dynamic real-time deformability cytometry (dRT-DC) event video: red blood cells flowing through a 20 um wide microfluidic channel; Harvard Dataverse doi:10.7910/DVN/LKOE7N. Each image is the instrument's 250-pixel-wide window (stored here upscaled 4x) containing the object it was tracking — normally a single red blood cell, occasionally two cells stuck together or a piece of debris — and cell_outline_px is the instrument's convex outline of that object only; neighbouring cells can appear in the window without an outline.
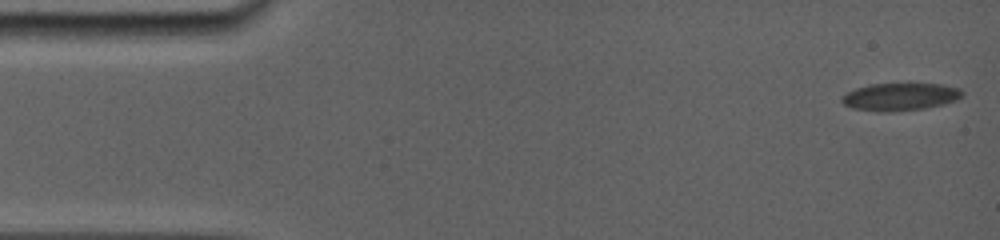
{"species": "common noctule bat (a hibernating species)", "species_latin": "Nyctalus noctula", "temperature_condition": "room temperature", "stored_images_in_passage": 11, "camera_frame_rate_fps": 5000, "um_per_image_px": 0.085, "animal": {"sex": "female", "body_mass_g": 19.0, "forearm_length_mm": 56.7}, "frame": {"image": 1, "passage_image": 1, "time_ms": 0.0, "image_size_px": [1000, 240], "cell_outline_px": [[964, 92], [956, 100], [944, 104], [924, 108], [888, 112], [880, 112], [852, 108], [844, 104], [840, 100], [840, 96], [856, 88], [872, 84], [944, 84], [960, 88]], "centroid_in_image_um": [76.5, 8.22], "position_along_channel_um": 8.5, "area_um2": 19.31}}
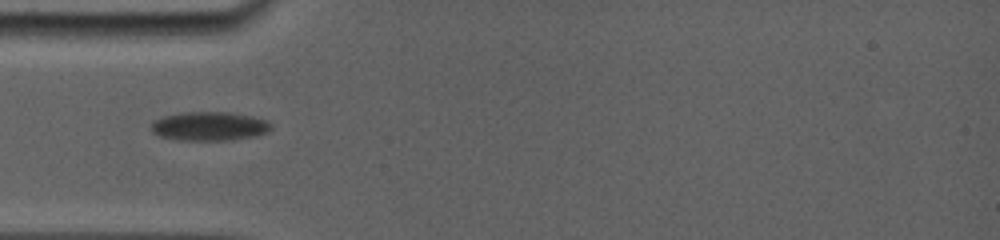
{"frame": {"image": 2, "passage_image": 7, "time_ms": 5.0, "image_size_px": [1000, 240], "cell_outline_px": [[272, 128], [268, 132], [256, 136], [232, 140], [176, 140], [160, 136], [152, 132], [152, 120], [160, 116], [180, 112], [228, 112], [252, 116], [268, 120], [272, 124]], "centroid_in_image_um": [17.8, 10.72], "position_along_channel_um": 67.2, "area_um2": 20.58}}
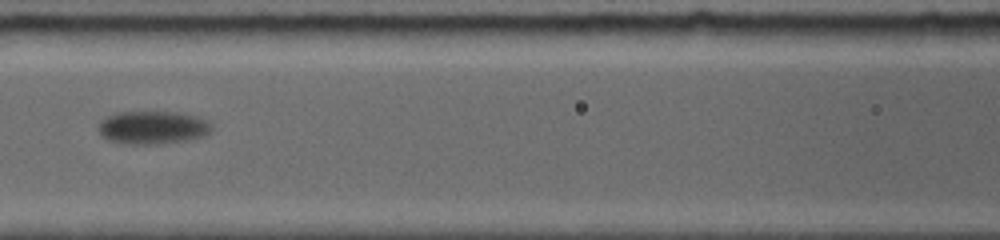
{"frame": {"image": 3, "passage_image": 10, "time_ms": 7.4, "image_size_px": [1000, 240], "cell_outline_px": [[212, 128], [204, 136], [188, 140], [156, 144], [124, 144], [108, 140], [100, 136], [100, 120], [116, 112], [180, 112], [196, 116], [208, 120], [212, 124]], "centroid_in_image_um": [12.99, 10.84], "position_along_channel_um": 153.6, "area_um2": 21.96}}